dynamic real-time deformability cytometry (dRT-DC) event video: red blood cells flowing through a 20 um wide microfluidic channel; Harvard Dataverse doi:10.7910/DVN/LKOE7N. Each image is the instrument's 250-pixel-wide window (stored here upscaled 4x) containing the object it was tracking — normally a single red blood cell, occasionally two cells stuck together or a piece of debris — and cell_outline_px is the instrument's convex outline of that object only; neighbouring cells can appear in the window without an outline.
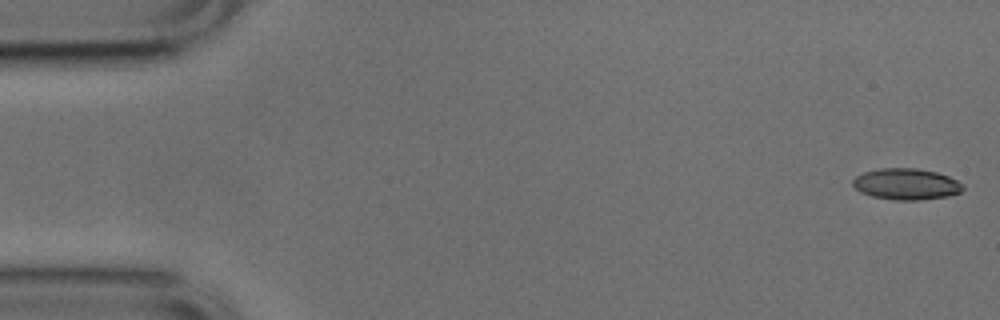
{"species": "common noctule bat (a hibernating species)", "species_latin": "Nyctalus noctula", "temperature_condition": "cold", "stored_images_in_passage": 52, "camera_frame_rate_fps": 3000, "um_per_image_px": 0.085, "animal": {"sex": "male", "body_mass_g": 17.9, "forearm_length_mm": 54.2}, "frame": {"image": 1, "passage_image": 1, "time_ms": 0.0, "image_size_px": [1000, 320], "cell_outline_px": [[964, 188], [960, 192], [948, 196], [920, 200], [896, 200], [872, 196], [860, 192], [852, 184], [852, 180], [856, 176], [864, 172], [880, 168], [916, 168], [936, 172], [948, 176], [964, 184]], "centroid_in_image_um": [77.03, 15.64], "position_along_channel_um": 8.0, "area_um2": 20.06}}
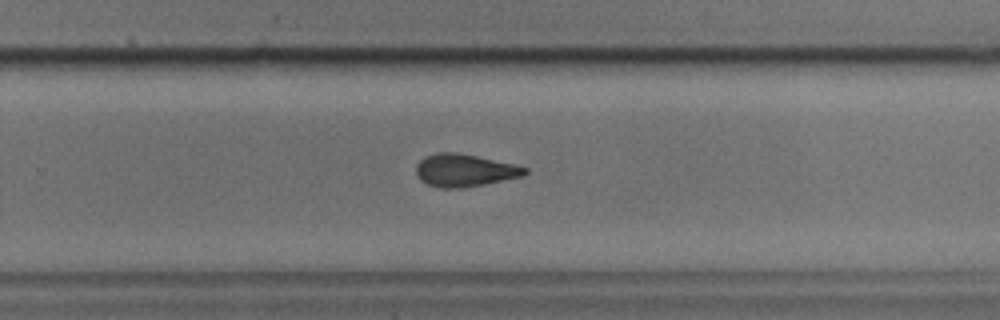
{"frame": {"image": 2, "passage_image": 33, "time_ms": 10.667, "image_size_px": [1000, 320], "cell_outline_px": [[528, 172], [524, 176], [484, 184], [460, 188], [440, 188], [428, 184], [420, 180], [416, 172], [416, 164], [424, 156], [436, 152], [456, 152], [516, 164], [528, 168]], "centroid_in_image_um": [39.49, 14.47], "position_along_channel_um": 290.3, "area_um2": 20.75}}
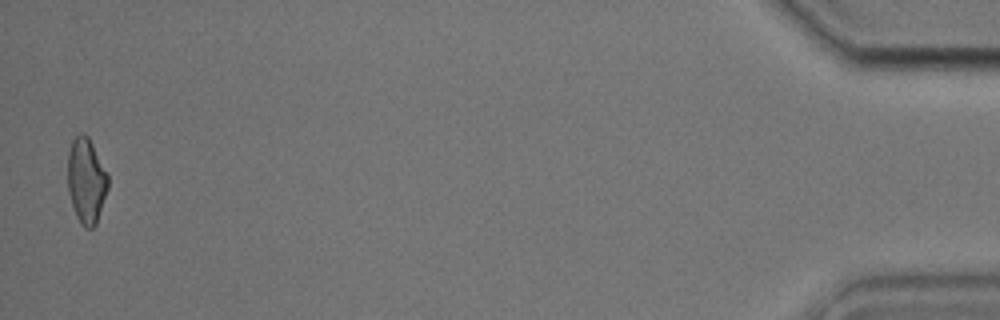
{"frame": {"image": 3, "passage_image": 51, "time_ms": 16.667, "image_size_px": [1000, 320], "cell_outline_px": [[108, 188], [96, 224], [92, 228], [84, 228], [80, 224], [76, 216], [68, 192], [68, 152], [72, 140], [80, 132], [84, 132], [88, 136], [108, 176]], "centroid_in_image_um": [7.32, 15.36], "position_along_channel_um": 427.9, "area_um2": 19.94}, "authors_computed_cell_mechanics": {"area_um2": 20.4612, "velocity_mm_per_s": 3.8276, "shape_relaxation_time_tau1_ms": 6.7196, "shape_relaxation_time_tau2_ms": 3.1286, "deformation_change_tau1": 0.1502, "deformation_change_tau2": 0.1171}}